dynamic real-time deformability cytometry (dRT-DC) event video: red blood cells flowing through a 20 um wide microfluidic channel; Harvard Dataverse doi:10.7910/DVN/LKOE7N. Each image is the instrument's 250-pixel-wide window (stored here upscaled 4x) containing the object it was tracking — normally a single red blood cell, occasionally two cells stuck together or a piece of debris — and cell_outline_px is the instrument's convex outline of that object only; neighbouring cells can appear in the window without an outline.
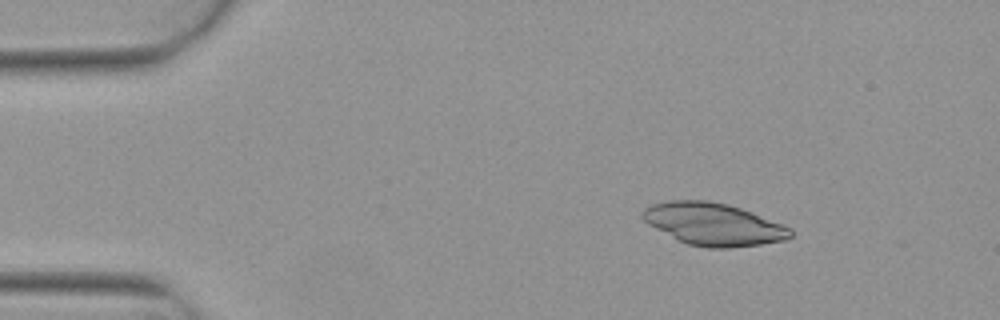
{"species": "Egyptian fruit bat (a non-hibernating species)", "species_latin": "Rousettus aegyptiacus", "temperature_condition": "warm", "stored_images_in_passage": 6, "camera_frame_rate_fps": 3000, "um_per_image_px": 0.085, "animal": {"sex": "female"}, "frame": {"image": 1, "passage_image": 2, "time_ms": 0.333, "image_size_px": [1000, 320], "cell_outline_px": [[792, 236], [784, 240], [760, 244], [732, 248], [708, 248], [688, 244], [676, 240], [648, 224], [640, 216], [640, 212], [648, 204], [668, 200], [708, 200], [728, 204], [752, 212], [784, 224], [792, 228]], "centroid_in_image_um": [60.61, 19.04], "position_along_channel_um": 24.4, "area_um2": 36.93}}